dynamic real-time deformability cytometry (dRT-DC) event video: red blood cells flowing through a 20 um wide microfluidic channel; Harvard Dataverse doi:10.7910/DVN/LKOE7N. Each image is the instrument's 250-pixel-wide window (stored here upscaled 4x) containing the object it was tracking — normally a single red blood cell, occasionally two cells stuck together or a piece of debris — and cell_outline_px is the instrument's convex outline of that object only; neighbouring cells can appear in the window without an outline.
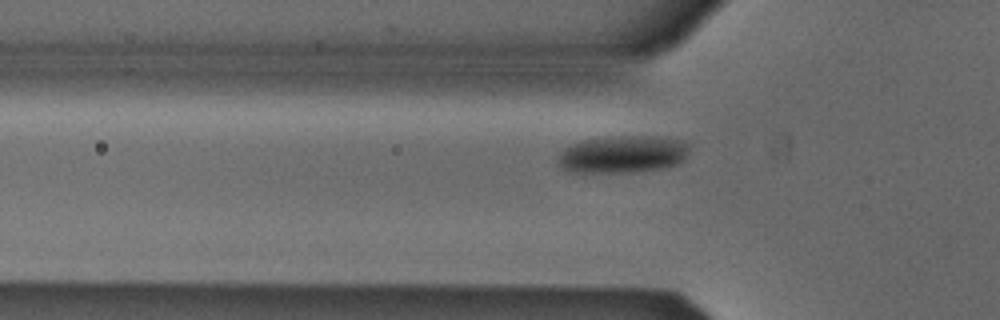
{"species": "Egyptian fruit bat (a non-hibernating species)", "species_latin": "Rousettus aegyptiacus", "temperature_condition": "cold", "stored_images_in_passage": 3, "camera_frame_rate_fps": 3000, "um_per_image_px": 0.085, "animal": {"sex": "male"}, "frame": {"image": 1, "passage_image": 3, "time_ms": 0.667, "image_size_px": [1000, 320], "cell_outline_px": [[688, 152], [684, 160], [676, 164], [664, 168], [636, 172], [568, 172], [556, 164], [556, 160], [560, 152], [564, 148], [580, 140], [604, 136], [668, 136], [684, 140], [688, 144]], "centroid_in_image_um": [52.92, 13.1], "position_along_channel_um": 72.9, "area_um2": 29.36}}